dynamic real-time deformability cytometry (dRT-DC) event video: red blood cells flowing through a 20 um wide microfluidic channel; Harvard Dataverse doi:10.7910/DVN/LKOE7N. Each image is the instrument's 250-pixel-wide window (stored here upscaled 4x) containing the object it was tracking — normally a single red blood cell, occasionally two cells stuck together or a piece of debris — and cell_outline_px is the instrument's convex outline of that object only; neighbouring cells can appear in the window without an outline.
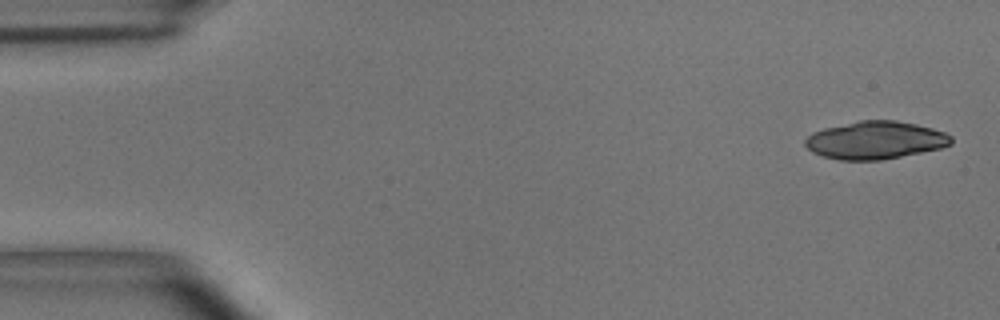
{"species": "common noctule bat (a hibernating species)", "species_latin": "Nyctalus noctula", "temperature_condition": "room temperature", "stored_images_in_passage": 3, "camera_frame_rate_fps": 3000, "um_per_image_px": 0.085, "animal": {"sex": "male", "body_mass_g": 15.6}, "frame": {"image": 1, "passage_image": 3, "time_ms": 0.667, "image_size_px": [1000, 320], "cell_outline_px": [[952, 144], [940, 148], [880, 160], [840, 160], [824, 156], [812, 152], [804, 144], [804, 140], [812, 132], [824, 128], [860, 120], [896, 120], [916, 124], [932, 128], [944, 132], [952, 136]], "centroid_in_image_um": [74.39, 11.91], "position_along_channel_um": 10.6, "area_um2": 32.02}}